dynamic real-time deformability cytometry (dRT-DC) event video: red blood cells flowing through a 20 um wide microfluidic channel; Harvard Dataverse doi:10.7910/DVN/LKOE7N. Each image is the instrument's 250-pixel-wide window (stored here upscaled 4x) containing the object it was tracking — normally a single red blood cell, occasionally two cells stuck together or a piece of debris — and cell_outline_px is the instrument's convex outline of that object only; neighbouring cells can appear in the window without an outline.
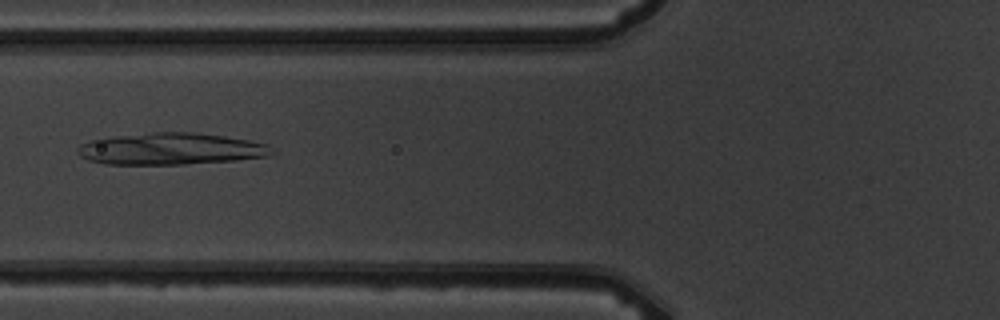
{"species": "common noctule bat (a hibernating species)", "species_latin": "Nyctalus noctula", "temperature_condition": "warm", "stored_images_in_passage": 7, "camera_frame_rate_fps": 3000, "um_per_image_px": 0.085, "animal": {"sex": "male", "body_mass_g": 19.5, "forearm_length_mm": 54.6}, "frame": {"image": 1, "passage_image": 6, "time_ms": 6.0, "image_size_px": [1000, 320], "cell_outline_px": [[276, 152], [268, 156], [236, 160], [184, 164], [104, 164], [88, 160], [80, 156], [76, 152], [76, 148], [80, 144], [92, 140], [112, 136], [152, 132], [196, 132], [224, 136], [248, 140], [268, 144]], "centroid_in_image_um": [14.51, 12.65], "position_along_channel_um": 111.3, "area_um2": 36.13}}